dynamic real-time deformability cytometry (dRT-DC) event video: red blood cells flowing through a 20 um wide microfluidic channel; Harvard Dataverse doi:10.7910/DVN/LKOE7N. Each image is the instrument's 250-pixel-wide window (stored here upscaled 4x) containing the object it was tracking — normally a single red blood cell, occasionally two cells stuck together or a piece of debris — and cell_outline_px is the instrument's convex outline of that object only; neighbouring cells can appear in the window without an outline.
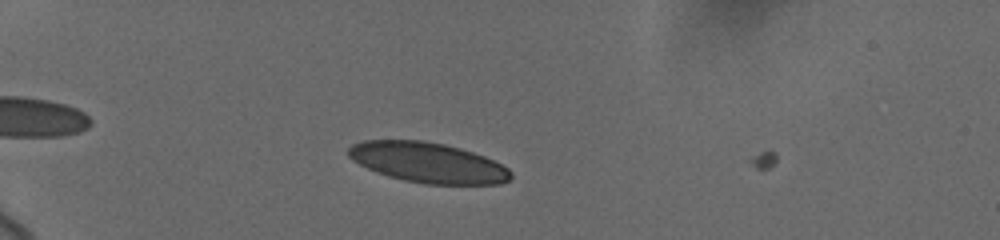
{"species": "human", "species_latin": "Homo sapiens", "temperature_condition": "cold", "stored_images_in_passage": 2, "camera_frame_rate_fps": 3000, "um_per_image_px": 0.085, "donor": {"sex": "female"}, "frame": {"image": 1, "passage_image": 1, "time_ms": 0.0, "image_size_px": [1000, 240], "cell_outline_px": [[512, 176], [508, 180], [500, 184], [424, 184], [404, 180], [388, 176], [376, 172], [352, 160], [348, 156], [348, 148], [352, 144], [364, 140], [420, 140], [444, 144], [460, 148], [484, 156], [508, 168], [512, 172]], "centroid_in_image_um": [36.35, 13.82], "position_along_channel_um": 48.6, "area_um2": 37.97}}